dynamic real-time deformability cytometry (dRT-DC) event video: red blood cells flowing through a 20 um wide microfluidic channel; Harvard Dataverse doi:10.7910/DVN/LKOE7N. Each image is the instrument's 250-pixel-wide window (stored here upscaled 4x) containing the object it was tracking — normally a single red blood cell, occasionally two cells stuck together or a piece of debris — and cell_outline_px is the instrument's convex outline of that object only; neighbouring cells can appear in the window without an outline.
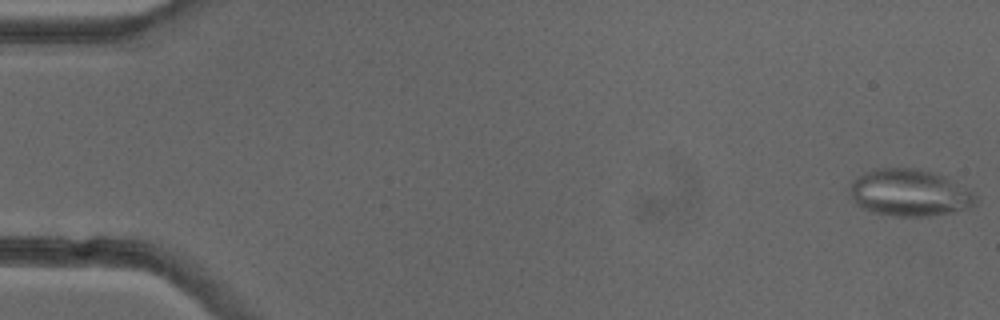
{"species": "common noctule bat (a hibernating species)", "species_latin": "Nyctalus noctula", "temperature_condition": "cold", "stored_images_in_passage": 51, "camera_frame_rate_fps": 3000, "um_per_image_px": 0.085, "animal": {"sex": "female"}, "frame": {"image": 1, "passage_image": 1, "time_ms": 0.0, "image_size_px": [1000, 320], "cell_outline_px": [[976, 204], [968, 208], [952, 212], [928, 216], [896, 216], [872, 212], [856, 204], [848, 188], [852, 180], [856, 176], [864, 172], [876, 168], [916, 168], [932, 172], [944, 176], [972, 192], [976, 196]], "centroid_in_image_um": [77.27, 16.38], "position_along_channel_um": 7.7, "area_um2": 34.33}}
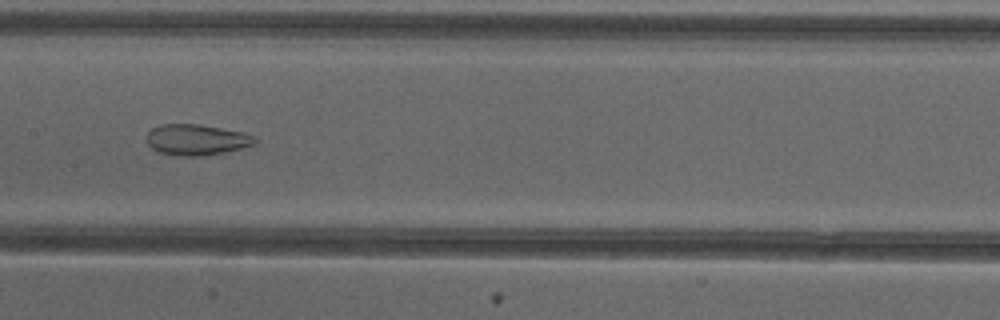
{"frame": {"image": 2, "passage_image": 26, "time_ms": 8.333, "image_size_px": [1000, 320], "cell_outline_px": [[256, 144], [224, 152], [200, 156], [176, 156], [160, 152], [152, 148], [148, 144], [148, 132], [152, 128], [160, 124], [200, 124], [244, 132], [256, 136]], "centroid_in_image_um": [16.72, 11.87], "position_along_channel_um": 190.7, "area_um2": 19.48}}
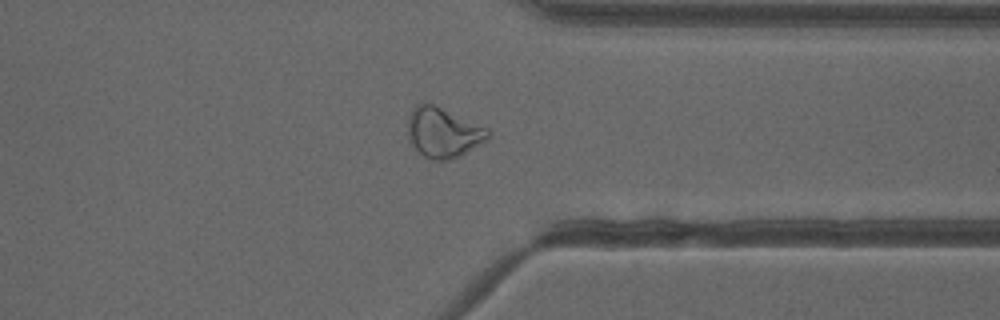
{"frame": {"image": 3, "passage_image": 40, "time_ms": 13.0, "image_size_px": [1000, 320], "cell_outline_px": [[492, 136], [488, 140], [460, 156], [452, 160], [432, 160], [424, 156], [412, 144], [408, 136], [408, 116], [412, 108], [420, 100], [428, 100], [488, 128], [492, 132]], "centroid_in_image_um": [37.69, 11.21], "position_along_channel_um": 373.7, "area_um2": 24.16}, "authors_computed_cell_mechanics": {"area_um2": 25.6054, "velocity_mm_per_s": 3.9851, "shape_relaxation_time_tau1_ms": null, "shape_relaxation_time_tau2_ms": 2.0664, "deformation_change_tau1": null, "deformation_change_tau2": 0.0925}}